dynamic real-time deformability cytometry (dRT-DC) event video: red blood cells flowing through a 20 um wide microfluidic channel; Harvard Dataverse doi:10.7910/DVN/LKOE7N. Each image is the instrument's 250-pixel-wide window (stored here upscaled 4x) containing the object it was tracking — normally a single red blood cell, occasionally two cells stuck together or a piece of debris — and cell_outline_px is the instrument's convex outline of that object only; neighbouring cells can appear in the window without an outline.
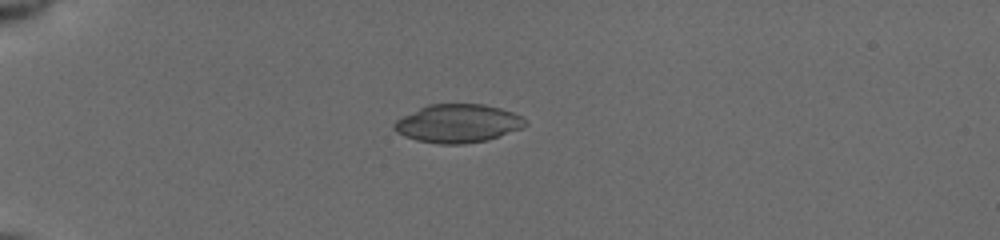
{"species": "common noctule bat (a hibernating species)", "species_latin": "Nyctalus noctula", "temperature_condition": "cold", "stored_images_in_passage": 24, "camera_frame_rate_fps": 3000, "um_per_image_px": 0.085, "animal": {"sex": "female", "body_mass_g": 19.5, "forearm_length_mm": 54.1}, "frame": {"image": 1, "passage_image": 12, "time_ms": 5.0, "image_size_px": [1000, 240], "cell_outline_px": [[528, 124], [524, 128], [488, 140], [464, 144], [440, 144], [416, 140], [404, 136], [396, 132], [392, 128], [392, 124], [396, 120], [428, 104], [484, 104], [500, 108], [524, 116]], "centroid_in_image_um": [38.95, 10.5], "position_along_channel_um": 46.0, "area_um2": 29.54}}
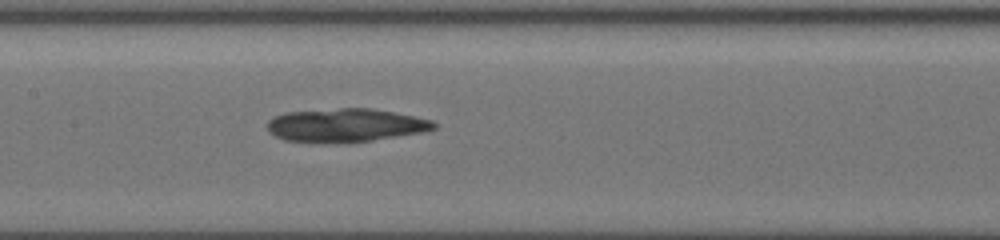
{"frame": {"image": 2, "passage_image": 21, "time_ms": 9.333, "image_size_px": [1000, 240], "cell_outline_px": [[436, 128], [420, 132], [372, 140], [320, 144], [284, 140], [268, 132], [268, 120], [276, 116], [288, 112], [340, 108], [372, 108], [432, 120], [436, 124]], "centroid_in_image_um": [29.32, 10.65], "position_along_channel_um": 178.1, "area_um2": 32.25}}
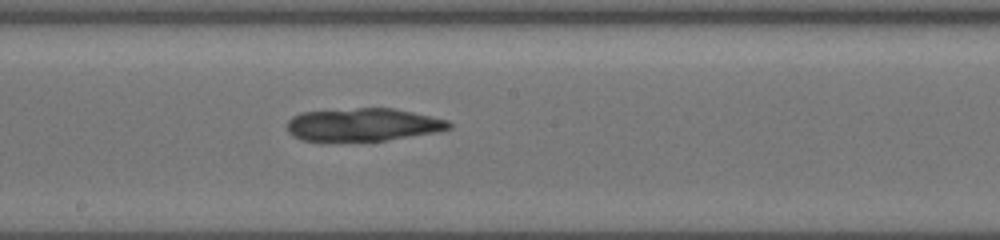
{"frame": {"image": 3, "passage_image": 24, "time_ms": 10.333, "image_size_px": [1000, 240], "cell_outline_px": [[452, 128], [440, 132], [384, 140], [320, 144], [300, 140], [292, 136], [288, 132], [288, 120], [292, 116], [300, 112], [356, 108], [392, 108], [412, 112], [448, 120], [452, 124]], "centroid_in_image_um": [30.78, 10.64], "position_along_channel_um": 217.4, "area_um2": 32.14}}